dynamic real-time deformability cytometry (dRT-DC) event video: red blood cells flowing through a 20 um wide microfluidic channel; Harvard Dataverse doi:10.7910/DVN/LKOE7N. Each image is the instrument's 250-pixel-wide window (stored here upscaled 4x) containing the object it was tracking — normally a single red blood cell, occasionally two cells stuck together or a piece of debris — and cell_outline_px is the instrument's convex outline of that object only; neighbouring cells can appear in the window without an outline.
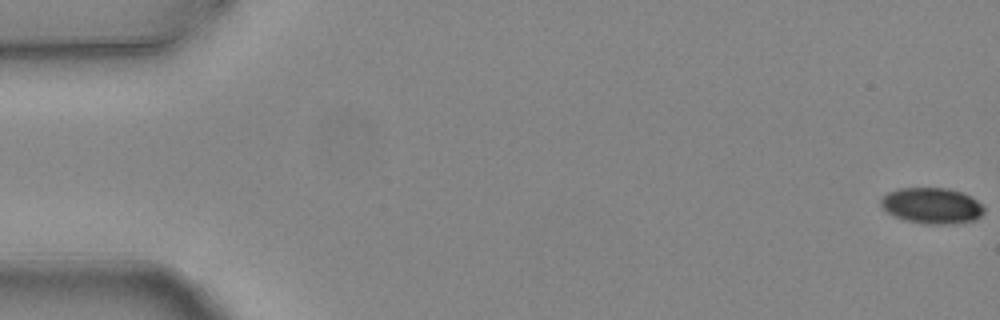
{"species": "common noctule bat (a hibernating species)", "species_latin": "Nyctalus noctula", "temperature_condition": "warm", "stored_images_in_passage": 7, "camera_frame_rate_fps": 3000, "um_per_image_px": 0.085, "animal": {"sex": "female", "body_mass_g": 24.6, "forearm_length_mm": 56.2}, "frame": {"image": 1, "passage_image": 1, "time_ms": 0.0, "image_size_px": [1000, 320], "cell_outline_px": [[984, 212], [976, 220], [948, 224], [928, 224], [904, 220], [888, 212], [880, 204], [880, 200], [888, 192], [896, 188], [948, 188], [964, 192], [976, 200], [984, 208]], "centroid_in_image_um": [79.22, 17.47], "position_along_channel_um": 5.8, "area_um2": 21.56}}
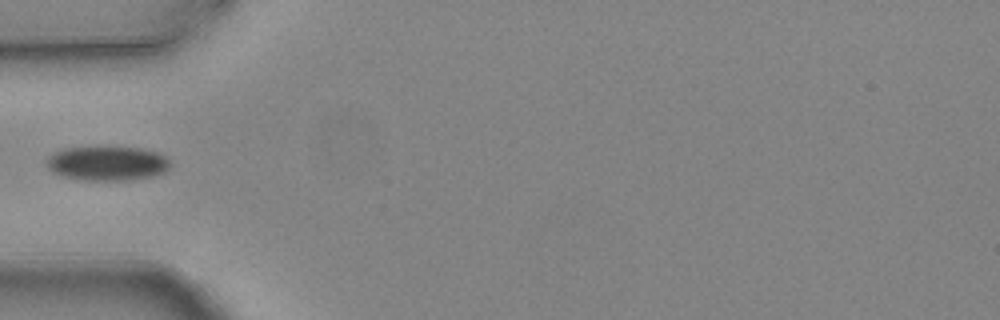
{"frame": {"image": 2, "passage_image": 6, "time_ms": 1.667, "image_size_px": [1000, 320], "cell_outline_px": [[168, 168], [164, 172], [152, 176], [128, 180], [84, 180], [64, 176], [52, 172], [48, 168], [48, 156], [64, 148], [100, 144], [140, 148], [156, 152], [164, 156], [168, 160]], "centroid_in_image_um": [9.08, 13.84], "position_along_channel_um": 75.9, "area_um2": 25.26}}
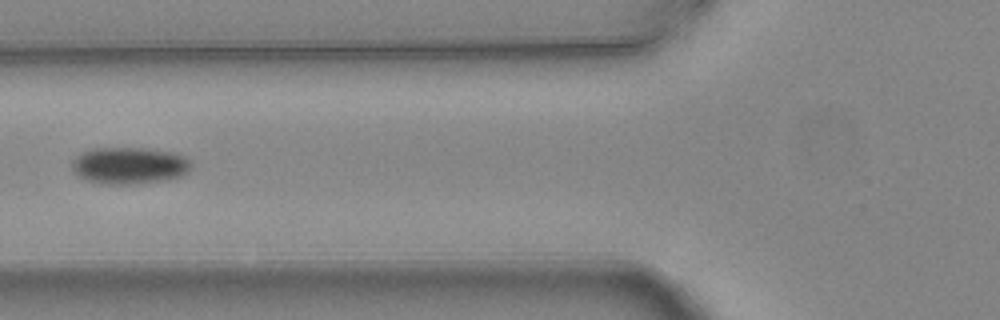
{"frame": {"image": 3, "passage_image": 7, "time_ms": 2.0, "image_size_px": [1000, 320], "cell_outline_px": [[192, 168], [188, 172], [180, 176], [168, 180], [128, 184], [100, 184], [88, 180], [80, 176], [72, 168], [72, 164], [76, 156], [92, 148], [144, 148], [172, 152], [184, 156], [192, 164]], "centroid_in_image_um": [11.03, 14.07], "position_along_channel_um": 114.8, "area_um2": 25.49}}